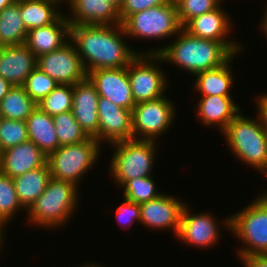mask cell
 I'll use <instances>...</instances> for the list:
<instances>
[{
    "mask_svg": "<svg viewBox=\"0 0 267 267\" xmlns=\"http://www.w3.org/2000/svg\"><path fill=\"white\" fill-rule=\"evenodd\" d=\"M122 24L73 25L70 41L74 44L86 72L97 69L128 67L142 51L128 46Z\"/></svg>",
    "mask_w": 267,
    "mask_h": 267,
    "instance_id": "1",
    "label": "cell"
},
{
    "mask_svg": "<svg viewBox=\"0 0 267 267\" xmlns=\"http://www.w3.org/2000/svg\"><path fill=\"white\" fill-rule=\"evenodd\" d=\"M154 49L143 54H158L164 63L176 64L193 76L220 67L234 55L224 43L191 36L184 29L174 41Z\"/></svg>",
    "mask_w": 267,
    "mask_h": 267,
    "instance_id": "2",
    "label": "cell"
},
{
    "mask_svg": "<svg viewBox=\"0 0 267 267\" xmlns=\"http://www.w3.org/2000/svg\"><path fill=\"white\" fill-rule=\"evenodd\" d=\"M78 188L74 183L51 177L43 194L26 211L28 222L38 228L64 227L79 207Z\"/></svg>",
    "mask_w": 267,
    "mask_h": 267,
    "instance_id": "3",
    "label": "cell"
},
{
    "mask_svg": "<svg viewBox=\"0 0 267 267\" xmlns=\"http://www.w3.org/2000/svg\"><path fill=\"white\" fill-rule=\"evenodd\" d=\"M256 119L241 111L221 135L234 157L267 177V130Z\"/></svg>",
    "mask_w": 267,
    "mask_h": 267,
    "instance_id": "4",
    "label": "cell"
},
{
    "mask_svg": "<svg viewBox=\"0 0 267 267\" xmlns=\"http://www.w3.org/2000/svg\"><path fill=\"white\" fill-rule=\"evenodd\" d=\"M157 144L156 141L137 139L111 144L115 151L110 158L109 173L117 186L122 187L135 178L152 176Z\"/></svg>",
    "mask_w": 267,
    "mask_h": 267,
    "instance_id": "5",
    "label": "cell"
},
{
    "mask_svg": "<svg viewBox=\"0 0 267 267\" xmlns=\"http://www.w3.org/2000/svg\"><path fill=\"white\" fill-rule=\"evenodd\" d=\"M101 155V144L93 137L80 143L61 145L47 156L51 177L79 187ZM83 176V177H82Z\"/></svg>",
    "mask_w": 267,
    "mask_h": 267,
    "instance_id": "6",
    "label": "cell"
},
{
    "mask_svg": "<svg viewBox=\"0 0 267 267\" xmlns=\"http://www.w3.org/2000/svg\"><path fill=\"white\" fill-rule=\"evenodd\" d=\"M221 224L242 241L238 256L267 254V211L255 199Z\"/></svg>",
    "mask_w": 267,
    "mask_h": 267,
    "instance_id": "7",
    "label": "cell"
},
{
    "mask_svg": "<svg viewBox=\"0 0 267 267\" xmlns=\"http://www.w3.org/2000/svg\"><path fill=\"white\" fill-rule=\"evenodd\" d=\"M126 36L142 39H164L177 35L183 27L174 0L160 6L129 15L123 22Z\"/></svg>",
    "mask_w": 267,
    "mask_h": 267,
    "instance_id": "8",
    "label": "cell"
},
{
    "mask_svg": "<svg viewBox=\"0 0 267 267\" xmlns=\"http://www.w3.org/2000/svg\"><path fill=\"white\" fill-rule=\"evenodd\" d=\"M158 62L164 64L158 54L142 53L128 65V78L135 104L165 96L169 80Z\"/></svg>",
    "mask_w": 267,
    "mask_h": 267,
    "instance_id": "9",
    "label": "cell"
},
{
    "mask_svg": "<svg viewBox=\"0 0 267 267\" xmlns=\"http://www.w3.org/2000/svg\"><path fill=\"white\" fill-rule=\"evenodd\" d=\"M175 106L167 96L135 104L132 110L133 139L157 142L170 131L177 110Z\"/></svg>",
    "mask_w": 267,
    "mask_h": 267,
    "instance_id": "10",
    "label": "cell"
},
{
    "mask_svg": "<svg viewBox=\"0 0 267 267\" xmlns=\"http://www.w3.org/2000/svg\"><path fill=\"white\" fill-rule=\"evenodd\" d=\"M36 66L59 84L74 85L87 78L81 58L71 41L58 50L40 55Z\"/></svg>",
    "mask_w": 267,
    "mask_h": 267,
    "instance_id": "11",
    "label": "cell"
},
{
    "mask_svg": "<svg viewBox=\"0 0 267 267\" xmlns=\"http://www.w3.org/2000/svg\"><path fill=\"white\" fill-rule=\"evenodd\" d=\"M187 204L184 206L178 234L175 238L187 246H198V248H211L217 246L220 241L219 222L204 211L203 213L193 214Z\"/></svg>",
    "mask_w": 267,
    "mask_h": 267,
    "instance_id": "12",
    "label": "cell"
},
{
    "mask_svg": "<svg viewBox=\"0 0 267 267\" xmlns=\"http://www.w3.org/2000/svg\"><path fill=\"white\" fill-rule=\"evenodd\" d=\"M98 136L95 138L101 145L103 142L113 144L133 139L132 111L124 109L108 98L98 100Z\"/></svg>",
    "mask_w": 267,
    "mask_h": 267,
    "instance_id": "13",
    "label": "cell"
},
{
    "mask_svg": "<svg viewBox=\"0 0 267 267\" xmlns=\"http://www.w3.org/2000/svg\"><path fill=\"white\" fill-rule=\"evenodd\" d=\"M221 6L220 4L216 9L193 18L183 29L191 36L224 43L234 54L241 53L243 45L240 42L233 41L234 39L230 40V38L227 40L233 29L230 20L232 18Z\"/></svg>",
    "mask_w": 267,
    "mask_h": 267,
    "instance_id": "14",
    "label": "cell"
},
{
    "mask_svg": "<svg viewBox=\"0 0 267 267\" xmlns=\"http://www.w3.org/2000/svg\"><path fill=\"white\" fill-rule=\"evenodd\" d=\"M185 205L184 201H180L174 195L163 192L158 198L140 204L141 225L151 230L170 229L176 237Z\"/></svg>",
    "mask_w": 267,
    "mask_h": 267,
    "instance_id": "15",
    "label": "cell"
},
{
    "mask_svg": "<svg viewBox=\"0 0 267 267\" xmlns=\"http://www.w3.org/2000/svg\"><path fill=\"white\" fill-rule=\"evenodd\" d=\"M87 78L99 96L108 98L124 109L133 110L135 101L128 78V67L92 70L87 73Z\"/></svg>",
    "mask_w": 267,
    "mask_h": 267,
    "instance_id": "16",
    "label": "cell"
},
{
    "mask_svg": "<svg viewBox=\"0 0 267 267\" xmlns=\"http://www.w3.org/2000/svg\"><path fill=\"white\" fill-rule=\"evenodd\" d=\"M67 4L71 14L65 16L71 26L122 24L119 8L108 0H70Z\"/></svg>",
    "mask_w": 267,
    "mask_h": 267,
    "instance_id": "17",
    "label": "cell"
},
{
    "mask_svg": "<svg viewBox=\"0 0 267 267\" xmlns=\"http://www.w3.org/2000/svg\"><path fill=\"white\" fill-rule=\"evenodd\" d=\"M99 97L88 78L73 85L72 114L84 132L93 138L98 136L97 105Z\"/></svg>",
    "mask_w": 267,
    "mask_h": 267,
    "instance_id": "18",
    "label": "cell"
},
{
    "mask_svg": "<svg viewBox=\"0 0 267 267\" xmlns=\"http://www.w3.org/2000/svg\"><path fill=\"white\" fill-rule=\"evenodd\" d=\"M46 163L47 155L30 140L10 147L0 154V171L12 179L43 167Z\"/></svg>",
    "mask_w": 267,
    "mask_h": 267,
    "instance_id": "19",
    "label": "cell"
},
{
    "mask_svg": "<svg viewBox=\"0 0 267 267\" xmlns=\"http://www.w3.org/2000/svg\"><path fill=\"white\" fill-rule=\"evenodd\" d=\"M70 27L64 13L54 23L29 30L25 45L38 58L67 44L70 40Z\"/></svg>",
    "mask_w": 267,
    "mask_h": 267,
    "instance_id": "20",
    "label": "cell"
},
{
    "mask_svg": "<svg viewBox=\"0 0 267 267\" xmlns=\"http://www.w3.org/2000/svg\"><path fill=\"white\" fill-rule=\"evenodd\" d=\"M36 62L34 53L25 44L0 47V76L13 86H23Z\"/></svg>",
    "mask_w": 267,
    "mask_h": 267,
    "instance_id": "21",
    "label": "cell"
},
{
    "mask_svg": "<svg viewBox=\"0 0 267 267\" xmlns=\"http://www.w3.org/2000/svg\"><path fill=\"white\" fill-rule=\"evenodd\" d=\"M201 97V98H200ZM196 113L203 126L219 128L221 133L227 125L242 111L232 96H200Z\"/></svg>",
    "mask_w": 267,
    "mask_h": 267,
    "instance_id": "22",
    "label": "cell"
},
{
    "mask_svg": "<svg viewBox=\"0 0 267 267\" xmlns=\"http://www.w3.org/2000/svg\"><path fill=\"white\" fill-rule=\"evenodd\" d=\"M234 54L225 64L220 67L199 72L194 75V90L201 96H232L231 88L233 87V69H231L232 59L236 57Z\"/></svg>",
    "mask_w": 267,
    "mask_h": 267,
    "instance_id": "23",
    "label": "cell"
},
{
    "mask_svg": "<svg viewBox=\"0 0 267 267\" xmlns=\"http://www.w3.org/2000/svg\"><path fill=\"white\" fill-rule=\"evenodd\" d=\"M50 178V169L46 163L43 167L27 171L12 179L18 201L25 211L43 194Z\"/></svg>",
    "mask_w": 267,
    "mask_h": 267,
    "instance_id": "24",
    "label": "cell"
},
{
    "mask_svg": "<svg viewBox=\"0 0 267 267\" xmlns=\"http://www.w3.org/2000/svg\"><path fill=\"white\" fill-rule=\"evenodd\" d=\"M25 122L29 140L33 141L47 156L60 146L53 118L38 106Z\"/></svg>",
    "mask_w": 267,
    "mask_h": 267,
    "instance_id": "25",
    "label": "cell"
},
{
    "mask_svg": "<svg viewBox=\"0 0 267 267\" xmlns=\"http://www.w3.org/2000/svg\"><path fill=\"white\" fill-rule=\"evenodd\" d=\"M60 6L55 0H20L21 18L27 31L54 23L63 14Z\"/></svg>",
    "mask_w": 267,
    "mask_h": 267,
    "instance_id": "26",
    "label": "cell"
},
{
    "mask_svg": "<svg viewBox=\"0 0 267 267\" xmlns=\"http://www.w3.org/2000/svg\"><path fill=\"white\" fill-rule=\"evenodd\" d=\"M27 29L20 13V0L0 11V47L25 44Z\"/></svg>",
    "mask_w": 267,
    "mask_h": 267,
    "instance_id": "27",
    "label": "cell"
},
{
    "mask_svg": "<svg viewBox=\"0 0 267 267\" xmlns=\"http://www.w3.org/2000/svg\"><path fill=\"white\" fill-rule=\"evenodd\" d=\"M36 108L37 103L23 86H13L0 101L1 116L6 119L26 121Z\"/></svg>",
    "mask_w": 267,
    "mask_h": 267,
    "instance_id": "28",
    "label": "cell"
},
{
    "mask_svg": "<svg viewBox=\"0 0 267 267\" xmlns=\"http://www.w3.org/2000/svg\"><path fill=\"white\" fill-rule=\"evenodd\" d=\"M52 118L60 146L80 143L90 138L80 127L72 111L62 112Z\"/></svg>",
    "mask_w": 267,
    "mask_h": 267,
    "instance_id": "29",
    "label": "cell"
},
{
    "mask_svg": "<svg viewBox=\"0 0 267 267\" xmlns=\"http://www.w3.org/2000/svg\"><path fill=\"white\" fill-rule=\"evenodd\" d=\"M73 85L58 84L37 106L51 117L72 110Z\"/></svg>",
    "mask_w": 267,
    "mask_h": 267,
    "instance_id": "30",
    "label": "cell"
},
{
    "mask_svg": "<svg viewBox=\"0 0 267 267\" xmlns=\"http://www.w3.org/2000/svg\"><path fill=\"white\" fill-rule=\"evenodd\" d=\"M21 209L12 178L0 171V220L9 224Z\"/></svg>",
    "mask_w": 267,
    "mask_h": 267,
    "instance_id": "31",
    "label": "cell"
},
{
    "mask_svg": "<svg viewBox=\"0 0 267 267\" xmlns=\"http://www.w3.org/2000/svg\"><path fill=\"white\" fill-rule=\"evenodd\" d=\"M156 183L154 182L153 176L135 178L133 180L127 181L123 186V197L131 202L138 204L147 202L158 198L161 193L158 192L156 188Z\"/></svg>",
    "mask_w": 267,
    "mask_h": 267,
    "instance_id": "32",
    "label": "cell"
},
{
    "mask_svg": "<svg viewBox=\"0 0 267 267\" xmlns=\"http://www.w3.org/2000/svg\"><path fill=\"white\" fill-rule=\"evenodd\" d=\"M25 121L3 118L0 120V149L1 152L28 141Z\"/></svg>",
    "mask_w": 267,
    "mask_h": 267,
    "instance_id": "33",
    "label": "cell"
},
{
    "mask_svg": "<svg viewBox=\"0 0 267 267\" xmlns=\"http://www.w3.org/2000/svg\"><path fill=\"white\" fill-rule=\"evenodd\" d=\"M59 83L42 72L37 66L26 78L23 88L38 103L46 97Z\"/></svg>",
    "mask_w": 267,
    "mask_h": 267,
    "instance_id": "34",
    "label": "cell"
},
{
    "mask_svg": "<svg viewBox=\"0 0 267 267\" xmlns=\"http://www.w3.org/2000/svg\"><path fill=\"white\" fill-rule=\"evenodd\" d=\"M179 22L184 27L193 18L216 9L223 0H174Z\"/></svg>",
    "mask_w": 267,
    "mask_h": 267,
    "instance_id": "35",
    "label": "cell"
},
{
    "mask_svg": "<svg viewBox=\"0 0 267 267\" xmlns=\"http://www.w3.org/2000/svg\"><path fill=\"white\" fill-rule=\"evenodd\" d=\"M123 203L119 205L115 212V217L120 226L124 227L128 225H133L134 222H138L141 224V211L140 204L131 202L126 198H123Z\"/></svg>",
    "mask_w": 267,
    "mask_h": 267,
    "instance_id": "36",
    "label": "cell"
},
{
    "mask_svg": "<svg viewBox=\"0 0 267 267\" xmlns=\"http://www.w3.org/2000/svg\"><path fill=\"white\" fill-rule=\"evenodd\" d=\"M171 0H124L119 8L121 23L131 14L147 10L154 6L164 5Z\"/></svg>",
    "mask_w": 267,
    "mask_h": 267,
    "instance_id": "37",
    "label": "cell"
},
{
    "mask_svg": "<svg viewBox=\"0 0 267 267\" xmlns=\"http://www.w3.org/2000/svg\"><path fill=\"white\" fill-rule=\"evenodd\" d=\"M244 267H267V254L239 256Z\"/></svg>",
    "mask_w": 267,
    "mask_h": 267,
    "instance_id": "38",
    "label": "cell"
},
{
    "mask_svg": "<svg viewBox=\"0 0 267 267\" xmlns=\"http://www.w3.org/2000/svg\"><path fill=\"white\" fill-rule=\"evenodd\" d=\"M262 96L256 97V105H257V114L256 116L259 118L261 125L267 130V93L262 94Z\"/></svg>",
    "mask_w": 267,
    "mask_h": 267,
    "instance_id": "39",
    "label": "cell"
},
{
    "mask_svg": "<svg viewBox=\"0 0 267 267\" xmlns=\"http://www.w3.org/2000/svg\"><path fill=\"white\" fill-rule=\"evenodd\" d=\"M13 85L0 76V101L7 95Z\"/></svg>",
    "mask_w": 267,
    "mask_h": 267,
    "instance_id": "40",
    "label": "cell"
},
{
    "mask_svg": "<svg viewBox=\"0 0 267 267\" xmlns=\"http://www.w3.org/2000/svg\"><path fill=\"white\" fill-rule=\"evenodd\" d=\"M265 13L263 19H261L262 22H260V30L263 31L262 33L267 38V6L265 7Z\"/></svg>",
    "mask_w": 267,
    "mask_h": 267,
    "instance_id": "41",
    "label": "cell"
},
{
    "mask_svg": "<svg viewBox=\"0 0 267 267\" xmlns=\"http://www.w3.org/2000/svg\"><path fill=\"white\" fill-rule=\"evenodd\" d=\"M254 199L267 211V194L265 192Z\"/></svg>",
    "mask_w": 267,
    "mask_h": 267,
    "instance_id": "42",
    "label": "cell"
},
{
    "mask_svg": "<svg viewBox=\"0 0 267 267\" xmlns=\"http://www.w3.org/2000/svg\"><path fill=\"white\" fill-rule=\"evenodd\" d=\"M6 224L0 220V250H2L1 248L3 247L2 245H4L3 243H5L3 240L5 239V236H4V230H5V227ZM4 238V239H3Z\"/></svg>",
    "mask_w": 267,
    "mask_h": 267,
    "instance_id": "43",
    "label": "cell"
},
{
    "mask_svg": "<svg viewBox=\"0 0 267 267\" xmlns=\"http://www.w3.org/2000/svg\"><path fill=\"white\" fill-rule=\"evenodd\" d=\"M16 0H0V11L13 4Z\"/></svg>",
    "mask_w": 267,
    "mask_h": 267,
    "instance_id": "44",
    "label": "cell"
},
{
    "mask_svg": "<svg viewBox=\"0 0 267 267\" xmlns=\"http://www.w3.org/2000/svg\"><path fill=\"white\" fill-rule=\"evenodd\" d=\"M108 1L112 2L118 8H120L124 2V0H108Z\"/></svg>",
    "mask_w": 267,
    "mask_h": 267,
    "instance_id": "45",
    "label": "cell"
},
{
    "mask_svg": "<svg viewBox=\"0 0 267 267\" xmlns=\"http://www.w3.org/2000/svg\"><path fill=\"white\" fill-rule=\"evenodd\" d=\"M79 267H103L102 265L100 266V265H98V263L97 264H93V263H84L83 265H81V266H79Z\"/></svg>",
    "mask_w": 267,
    "mask_h": 267,
    "instance_id": "46",
    "label": "cell"
},
{
    "mask_svg": "<svg viewBox=\"0 0 267 267\" xmlns=\"http://www.w3.org/2000/svg\"><path fill=\"white\" fill-rule=\"evenodd\" d=\"M55 1L59 2L61 5H64V4L66 5V2L68 3L70 0H55Z\"/></svg>",
    "mask_w": 267,
    "mask_h": 267,
    "instance_id": "47",
    "label": "cell"
}]
</instances>
